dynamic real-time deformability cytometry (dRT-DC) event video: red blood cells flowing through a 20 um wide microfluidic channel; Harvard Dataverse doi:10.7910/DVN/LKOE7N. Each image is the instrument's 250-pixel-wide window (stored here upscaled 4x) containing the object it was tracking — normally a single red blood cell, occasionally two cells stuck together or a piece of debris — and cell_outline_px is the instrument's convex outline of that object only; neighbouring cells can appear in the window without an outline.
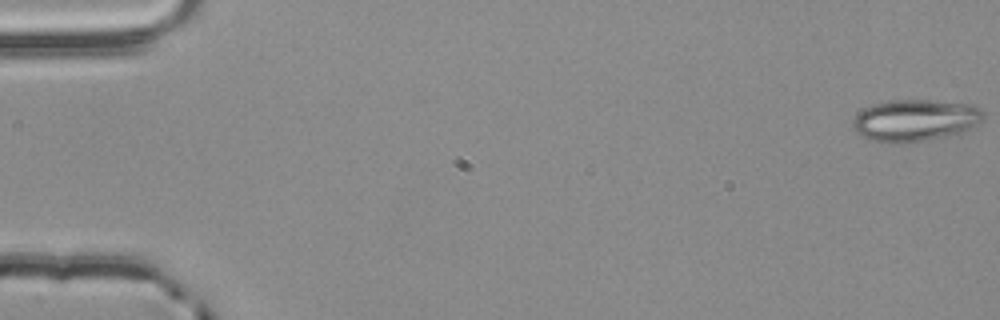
{"species": "common noctule bat (a hibernating species)", "species_latin": "Nyctalus noctula", "temperature_condition": "room temperature", "stored_images_in_passage": 16, "camera_frame_rate_fps": 3000, "um_per_image_px": 0.085, "animal": {"sex": "male", "body_mass_g": 20.4}, "frame": {"image": 1, "passage_image": 1, "time_ms": 0.0, "image_size_px": [1000, 320], "cell_outline_px": [[984, 116], [980, 124], [956, 136], [900, 144], [892, 144], [868, 140], [856, 132], [852, 124], [852, 120], [864, 108], [876, 104], [892, 100], [928, 100], [976, 104], [984, 112]], "centroid_in_image_um": [77.85, 10.25], "position_along_channel_um": 7.1, "area_um2": 32.6}}